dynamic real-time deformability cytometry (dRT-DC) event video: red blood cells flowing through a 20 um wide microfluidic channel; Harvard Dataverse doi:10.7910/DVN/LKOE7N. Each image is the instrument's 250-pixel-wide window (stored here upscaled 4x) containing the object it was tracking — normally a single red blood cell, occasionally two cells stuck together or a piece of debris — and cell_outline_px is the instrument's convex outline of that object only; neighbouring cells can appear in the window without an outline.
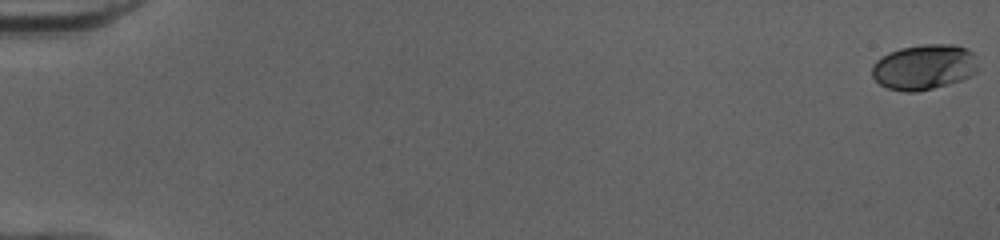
{"species": "human", "species_latin": "Homo sapiens", "temperature_condition": "cold", "stored_images_in_passage": 53, "camera_frame_rate_fps": 3000, "um_per_image_px": 0.085, "donor": {"sex": "female"}, "frame": {"image": 1, "passage_image": 1, "time_ms": 0.0, "image_size_px": [1000, 240], "cell_outline_px": [[976, 72], [960, 80], [948, 84], [916, 92], [904, 92], [888, 88], [880, 84], [872, 76], [872, 64], [880, 56], [888, 52], [900, 48], [924, 44], [952, 44], [964, 48], [972, 52], [976, 64]], "centroid_in_image_um": [78.48, 5.69], "position_along_channel_um": 6.5, "area_um2": 27.86}}
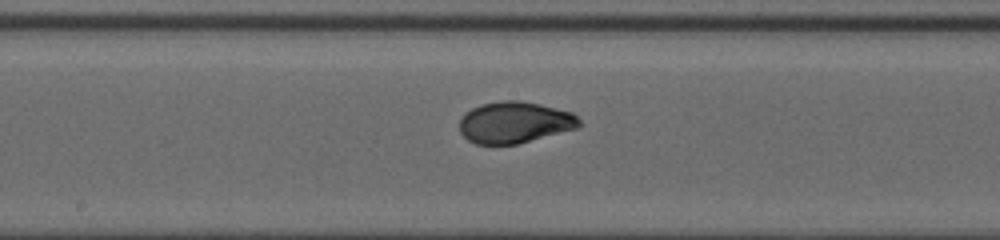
{"frame": {"image": 2, "passage_image": 30, "time_ms": 9.667, "image_size_px": [1000, 240], "cell_outline_px": [[584, 124], [580, 128], [516, 144], [476, 144], [468, 140], [460, 132], [460, 116], [464, 112], [480, 104], [500, 100], [520, 100], [540, 104], [572, 112]], "centroid_in_image_um": [43.76, 10.39], "position_along_channel_um": 204.4, "area_um2": 29.3}}
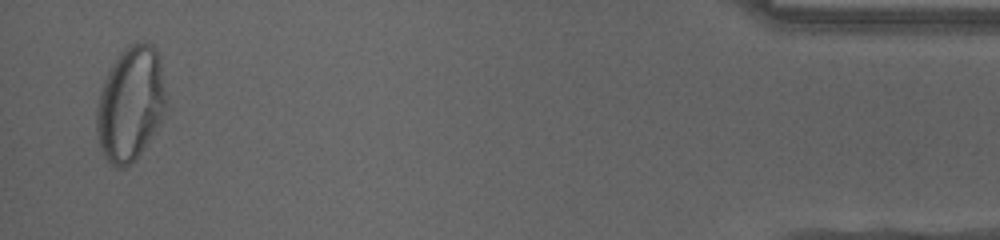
{"frame": {"image": 3, "passage_image": 52, "time_ms": 17.0, "image_size_px": [1000, 240], "cell_outline_px": [[164, 108], [160, 120], [136, 160], [124, 168], [116, 168], [104, 156], [100, 148], [96, 132], [96, 108], [100, 92], [104, 80], [112, 64], [132, 44], [152, 44], [160, 52], [164, 92]], "centroid_in_image_um": [11.06, 8.86], "position_along_channel_um": 424.1, "area_um2": 45.43}, "authors_computed_cell_mechanics": {"area_um2": 29.0156, "velocity_mm_per_s": 3.9923, "shape_relaxation_time_tau1_ms": 4.5348, "shape_relaxation_time_tau2_ms": null, "deformation_change_tau1": 0.1721, "deformation_change_tau2": null}}